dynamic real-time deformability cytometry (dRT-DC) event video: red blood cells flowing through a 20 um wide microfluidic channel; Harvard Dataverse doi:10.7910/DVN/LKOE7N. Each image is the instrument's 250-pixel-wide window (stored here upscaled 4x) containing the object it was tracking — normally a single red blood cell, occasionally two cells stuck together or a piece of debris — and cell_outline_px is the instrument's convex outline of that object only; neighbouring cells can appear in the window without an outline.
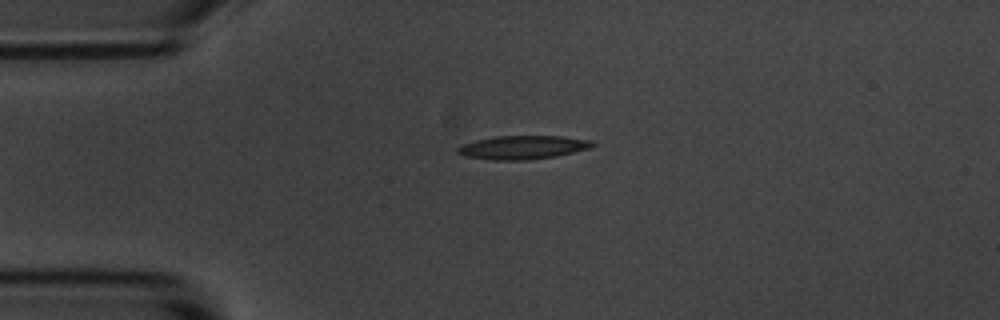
{"species": "common noctule bat (a hibernating species)", "species_latin": "Nyctalus noctula", "temperature_condition": "room temperature", "stored_images_in_passage": 43, "camera_frame_rate_fps": 3000, "um_per_image_px": 0.085, "animal": {"sex": "male", "body_mass_g": 20.1, "forearm_length_mm": 53.5}, "frame": {"image": 1, "passage_image": 1, "time_ms": 0.0, "image_size_px": [1000, 320], "cell_outline_px": [[596, 144], [588, 148], [556, 156], [528, 160], [492, 160], [464, 156], [456, 152], [456, 148], [460, 144], [476, 140], [496, 136], [560, 136], [592, 140]], "centroid_in_image_um": [44.38, 12.52], "position_along_channel_um": 40.6, "area_um2": 18.55}}
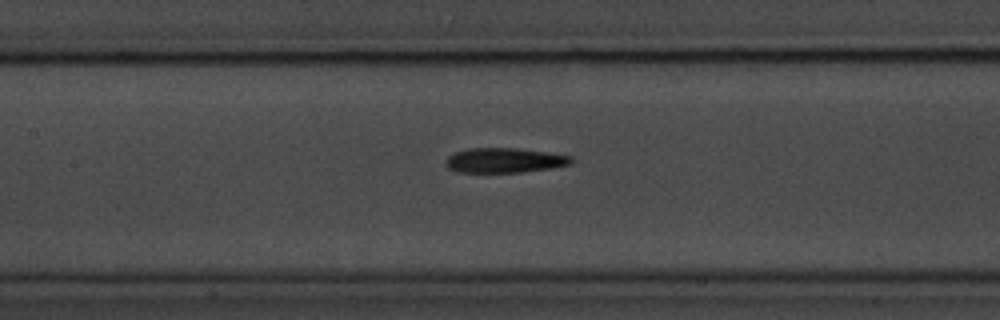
{"frame": {"image": 2, "passage_image": 13, "time_ms": 4.0, "image_size_px": [1000, 320], "cell_outline_px": [[572, 164], [552, 168], [520, 172], [460, 172], [448, 168], [444, 164], [448, 156], [456, 152], [468, 148], [516, 148], [572, 156]], "centroid_in_image_um": [42.87, 13.63], "position_along_channel_um": 164.5, "area_um2": 18.03}}
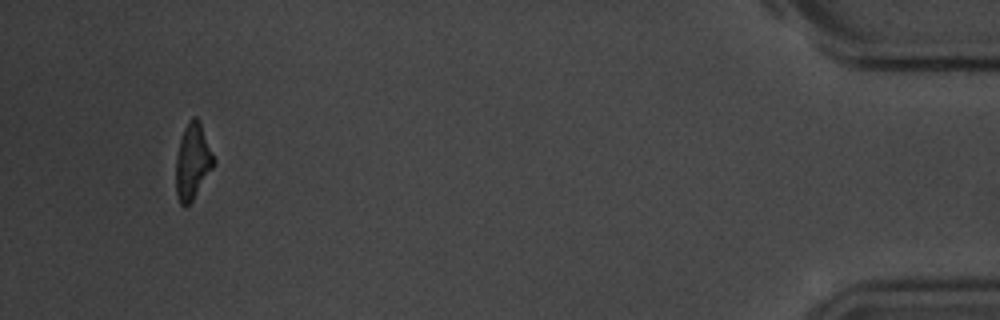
{"frame": {"image": 3, "passage_image": 40, "time_ms": 13.0, "image_size_px": [1000, 320], "cell_outline_px": [[216, 164], [192, 200], [184, 208], [180, 204], [176, 192], [176, 156], [180, 140], [184, 128], [192, 116], [196, 116], [200, 120], [216, 160]], "centroid_in_image_um": [16.39, 13.7], "position_along_channel_um": 418.8, "area_um2": 16.88}, "authors_computed_cell_mechanics": {"area_um2": 18.3226, "velocity_mm_per_s": 3.6623, "shape_relaxation_time_tau1_ms": 2.9797, "shape_relaxation_time_tau2_ms": 3.4889, "deformation_change_tau1": 0.1593, "deformation_change_tau2": 0.1417}}